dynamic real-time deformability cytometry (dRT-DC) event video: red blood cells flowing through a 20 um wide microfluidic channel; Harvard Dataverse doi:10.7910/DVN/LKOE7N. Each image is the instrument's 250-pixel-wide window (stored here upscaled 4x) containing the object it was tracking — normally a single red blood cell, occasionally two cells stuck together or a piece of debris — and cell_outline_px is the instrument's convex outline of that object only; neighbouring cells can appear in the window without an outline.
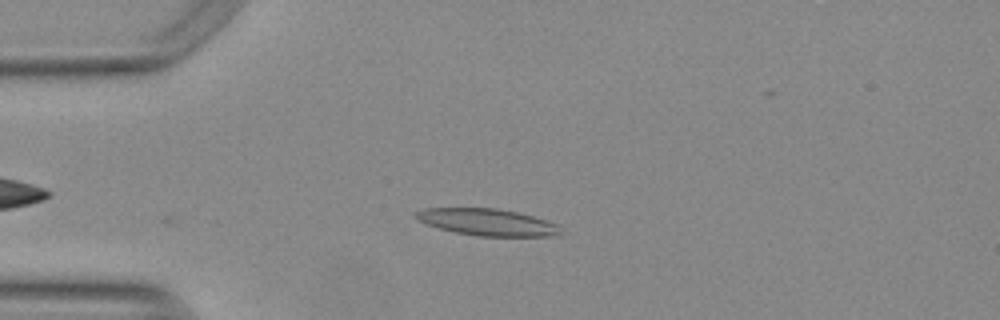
{"species": "Egyptian fruit bat (a non-hibernating species)", "species_latin": "Rousettus aegyptiacus", "temperature_condition": "warm", "stored_images_in_passage": 12, "camera_frame_rate_fps": 3000, "um_per_image_px": 0.085, "animal": {"sex": "female"}, "frame": {"image": 1, "passage_image": 8, "time_ms": 2.333, "image_size_px": [1000, 320], "cell_outline_px": [[560, 236], [476, 236], [456, 232], [424, 224], [416, 220], [412, 216], [416, 212], [424, 208], [496, 208], [516, 212], [532, 216], [560, 224]], "centroid_in_image_um": [41.4, 18.88], "position_along_channel_um": 43.6, "area_um2": 22.77}}